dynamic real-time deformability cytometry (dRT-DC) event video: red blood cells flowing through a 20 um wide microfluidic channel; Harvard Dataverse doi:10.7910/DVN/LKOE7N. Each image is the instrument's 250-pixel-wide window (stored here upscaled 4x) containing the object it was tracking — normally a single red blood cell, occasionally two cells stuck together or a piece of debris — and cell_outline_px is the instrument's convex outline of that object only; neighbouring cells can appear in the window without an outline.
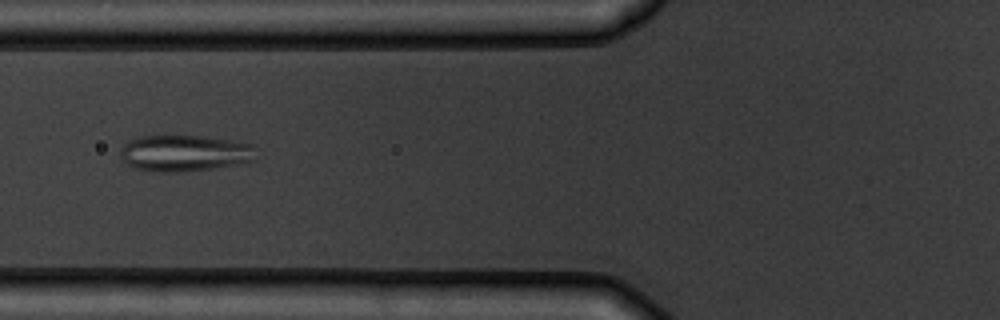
{"species": "common noctule bat (a hibernating species)", "species_latin": "Nyctalus noctula", "temperature_condition": "warm", "stored_images_in_passage": 3, "camera_frame_rate_fps": 3000, "um_per_image_px": 0.085, "animal": {"sex": "male", "body_mass_g": 19.5, "forearm_length_mm": 54.6}, "frame": {"image": 1, "passage_image": 3, "time_ms": 2.333, "image_size_px": [1000, 320], "cell_outline_px": [[256, 160], [248, 164], [184, 172], [160, 172], [132, 168], [120, 156], [120, 148], [128, 140], [140, 136], [204, 136], [252, 144], [256, 148]], "centroid_in_image_um": [15.75, 13.03], "position_along_channel_um": 110.1, "area_um2": 29.36}}